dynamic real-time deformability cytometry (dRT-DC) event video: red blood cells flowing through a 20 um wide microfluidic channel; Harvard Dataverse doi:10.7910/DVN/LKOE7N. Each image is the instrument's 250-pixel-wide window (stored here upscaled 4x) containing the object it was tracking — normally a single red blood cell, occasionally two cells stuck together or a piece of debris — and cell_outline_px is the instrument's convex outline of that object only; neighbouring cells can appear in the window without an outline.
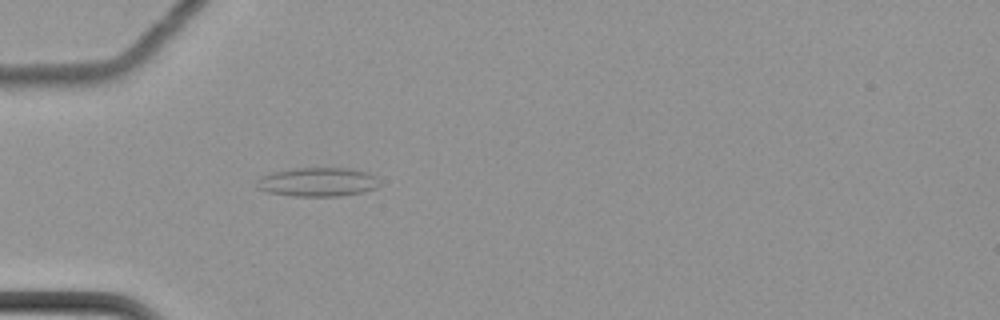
{"species": "common noctule bat (a hibernating species)", "species_latin": "Nyctalus noctula", "temperature_condition": "cold", "stored_images_in_passage": 38, "camera_frame_rate_fps": 3000, "um_per_image_px": 0.085, "animal": {"sex": "female", "body_mass_g": 22.7, "forearm_length_mm": 54.2}, "frame": {"image": 1, "passage_image": 3, "time_ms": 0.667, "image_size_px": [1000, 320], "cell_outline_px": [[380, 184], [376, 188], [364, 192], [340, 196], [292, 196], [268, 192], [256, 188], [256, 180], [260, 176], [272, 172], [296, 168], [348, 168], [368, 172]], "centroid_in_image_um": [26.96, 15.47], "position_along_channel_um": 58.0, "area_um2": 20.75}}
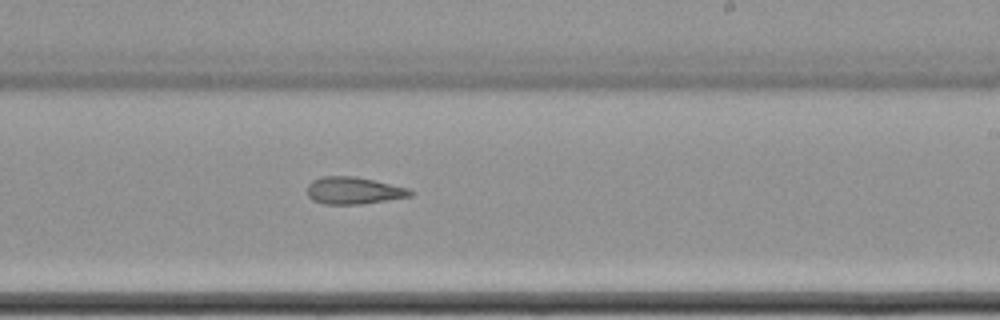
{"frame": {"image": 2, "passage_image": 21, "time_ms": 6.667, "image_size_px": [1000, 320], "cell_outline_px": [[416, 192], [412, 196], [388, 200], [360, 204], [324, 204], [312, 200], [308, 196], [308, 184], [312, 180], [320, 176], [356, 176], [376, 180], [408, 188]], "centroid_in_image_um": [30.08, 16.19], "position_along_channel_um": 258.9, "area_um2": 16.53}}
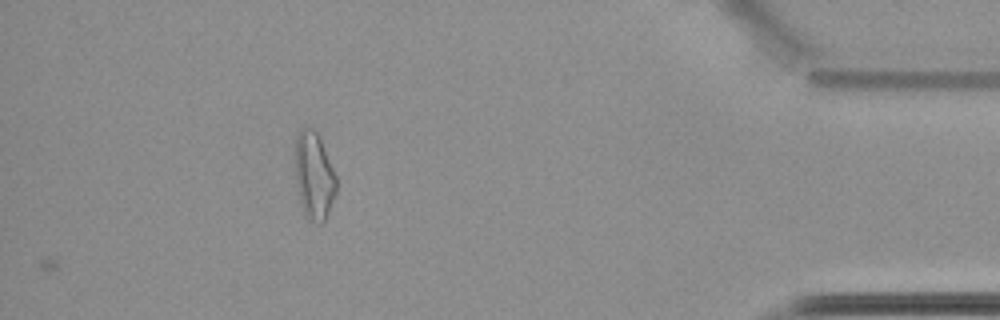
{"frame": {"image": 3, "passage_image": 38, "time_ms": 12.333, "image_size_px": [1000, 320], "cell_outline_px": [[336, 192], [328, 212], [324, 220], [320, 224], [308, 220], [304, 212], [300, 200], [296, 180], [296, 136], [300, 128], [308, 124], [316, 132], [320, 140], [336, 176]], "centroid_in_image_um": [26.68, 14.92], "position_along_channel_um": 408.5, "area_um2": 20.58}, "authors_computed_cell_mechanics": {"area_um2": 16.8776, "velocity_mm_per_s": 3.495, "shape_relaxation_time_tau1_ms": 8.6262, "shape_relaxation_time_tau2_ms": 4.9383, "deformation_change_tau1": 0.1541, "deformation_change_tau2": 0.1352}}